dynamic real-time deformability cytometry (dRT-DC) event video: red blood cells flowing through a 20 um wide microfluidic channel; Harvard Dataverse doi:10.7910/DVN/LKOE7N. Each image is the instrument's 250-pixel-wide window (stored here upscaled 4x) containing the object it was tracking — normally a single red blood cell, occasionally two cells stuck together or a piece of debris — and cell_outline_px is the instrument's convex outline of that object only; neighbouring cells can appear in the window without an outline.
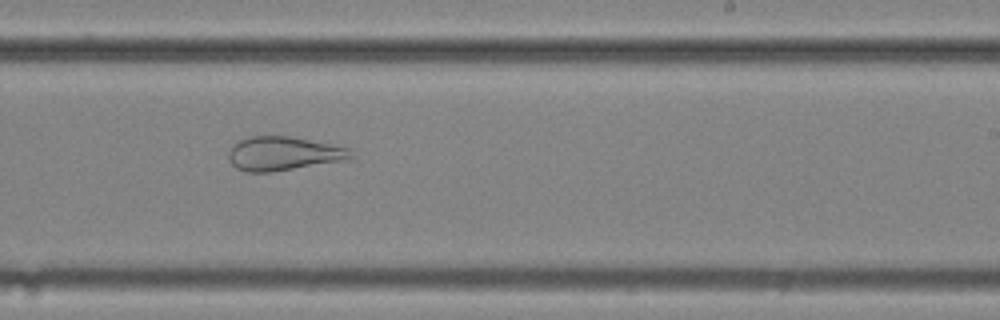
{"species": "common noctule bat (a hibernating species)", "species_latin": "Nyctalus noctula", "temperature_condition": "cold", "stored_images_in_passage": 50, "camera_frame_rate_fps": 3000, "um_per_image_px": 0.085, "animal": {"sex": "female", "body_mass_g": 25.1}, "frame": {"image": 1, "passage_image": 29, "time_ms": 9.333, "image_size_px": [1000, 320], "cell_outline_px": [[352, 156], [348, 160], [272, 172], [248, 172], [236, 168], [228, 160], [228, 152], [240, 140], [248, 136], [288, 136], [352, 148]], "centroid_in_image_um": [24.11, 13.06], "position_along_channel_um": 264.9, "area_um2": 24.16}}
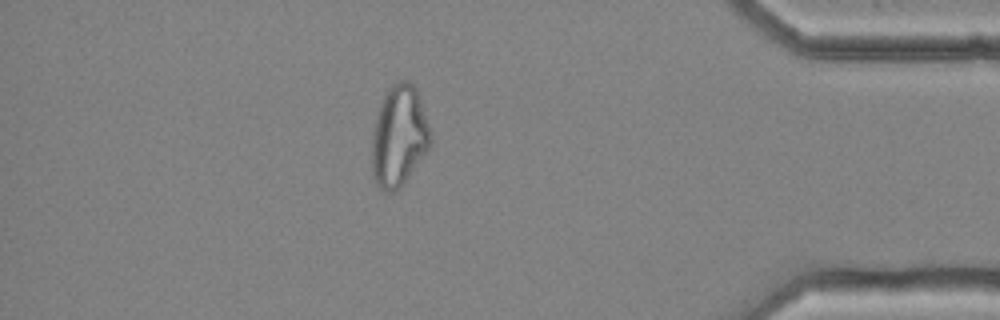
{"frame": {"image": 2, "passage_image": 43, "time_ms": 14.0, "image_size_px": [1000, 320], "cell_outline_px": [[432, 144], [404, 184], [396, 192], [384, 192], [380, 188], [372, 172], [372, 132], [376, 112], [388, 88], [392, 84], [400, 80], [408, 80], [416, 88], [432, 136]], "centroid_in_image_um": [33.91, 11.59], "position_along_channel_um": 401.3, "area_um2": 34.74}}